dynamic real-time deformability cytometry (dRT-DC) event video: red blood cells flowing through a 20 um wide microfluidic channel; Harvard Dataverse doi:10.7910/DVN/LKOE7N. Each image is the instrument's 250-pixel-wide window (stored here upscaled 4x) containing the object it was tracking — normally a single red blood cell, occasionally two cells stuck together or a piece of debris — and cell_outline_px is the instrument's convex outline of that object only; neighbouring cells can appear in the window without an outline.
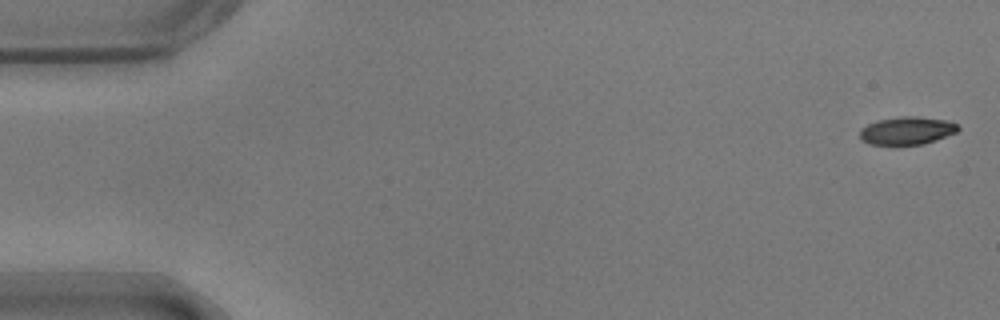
{"species": "common noctule bat (a hibernating species)", "species_latin": "Nyctalus noctula", "temperature_condition": "warm", "stored_images_in_passage": 54, "camera_frame_rate_fps": 3000, "um_per_image_px": 0.085, "animal": {"sex": "male", "body_mass_g": 17.9}, "frame": {"image": 1, "passage_image": 1, "time_ms": 0.0, "image_size_px": [1000, 320], "cell_outline_px": [[960, 128], [956, 132], [936, 140], [924, 144], [872, 144], [860, 140], [860, 128], [868, 124], [880, 120], [904, 116], [916, 116], [948, 120], [956, 124]], "centroid_in_image_um": [77.1, 11.1], "position_along_channel_um": 7.9, "area_um2": 15.78}}
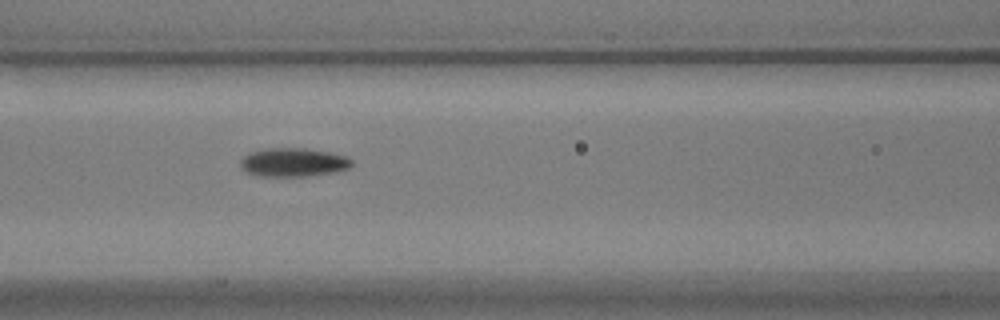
{"frame": {"image": 2, "passage_image": 23, "time_ms": 7.333, "image_size_px": [1000, 320], "cell_outline_px": [[352, 164], [348, 168], [332, 172], [304, 176], [260, 176], [248, 172], [240, 168], [240, 160], [248, 152], [264, 148], [304, 148], [328, 152], [348, 156], [352, 160]], "centroid_in_image_um": [24.89, 13.78], "position_along_channel_um": 141.7, "area_um2": 18.55}}
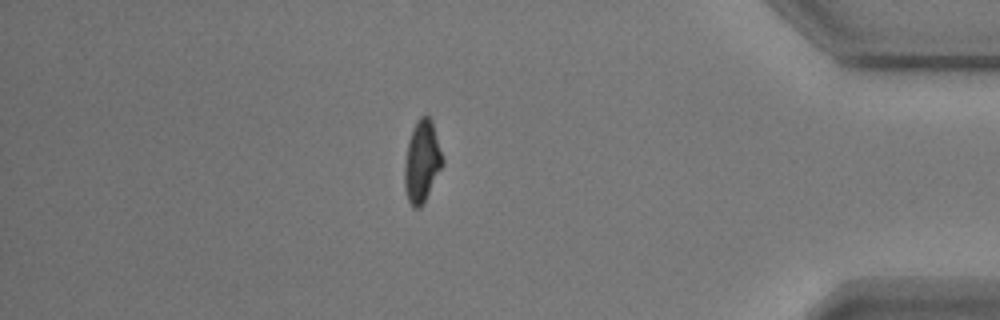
{"frame": {"image": 3, "passage_image": 47, "time_ms": 15.333, "image_size_px": [1000, 320], "cell_outline_px": [[444, 164], [420, 208], [412, 208], [408, 200], [404, 188], [404, 164], [408, 140], [412, 128], [416, 120], [420, 116], [428, 116], [432, 120], [444, 160]], "centroid_in_image_um": [35.85, 13.71], "position_along_channel_um": 399.3, "area_um2": 18.26}, "authors_computed_cell_mechanics": {"area_um2": 17.9758, "velocity_mm_per_s": 3.6851, "shape_relaxation_time_tau1_ms": 2.9889, "shape_relaxation_time_tau2_ms": 3.3665, "deformation_change_tau1": 0.1587, "deformation_change_tau2": 0.072}}